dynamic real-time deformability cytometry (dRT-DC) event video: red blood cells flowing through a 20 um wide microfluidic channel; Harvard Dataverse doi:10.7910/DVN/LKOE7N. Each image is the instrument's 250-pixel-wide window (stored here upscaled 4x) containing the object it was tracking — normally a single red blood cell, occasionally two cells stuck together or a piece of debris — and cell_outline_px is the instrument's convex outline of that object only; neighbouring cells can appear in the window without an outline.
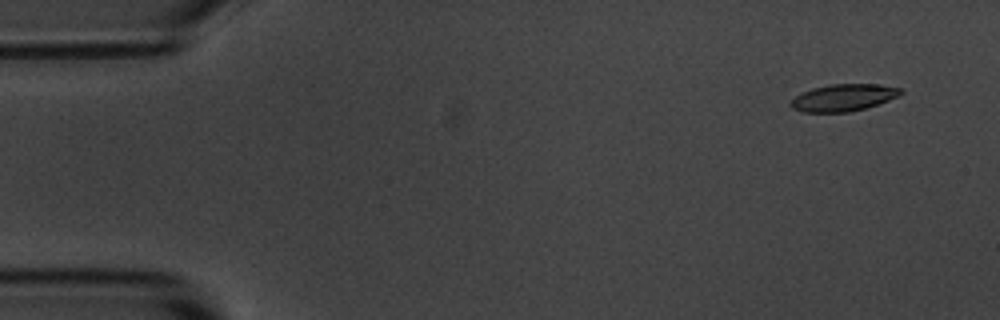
{"species": "common noctule bat (a hibernating species)", "species_latin": "Nyctalus noctula", "temperature_condition": "room temperature", "stored_images_in_passage": 5, "camera_frame_rate_fps": 3000, "um_per_image_px": 0.085, "animal": {"sex": "male", "body_mass_g": 20.1, "forearm_length_mm": 53.5}, "frame": {"image": 1, "passage_image": 1, "time_ms": 0.0, "image_size_px": [1000, 320], "cell_outline_px": [[904, 92], [900, 96], [864, 108], [848, 112], [804, 112], [792, 108], [788, 104], [800, 92], [812, 88], [832, 84], [880, 84], [900, 88]], "centroid_in_image_um": [71.68, 8.29], "position_along_channel_um": 13.3, "area_um2": 17.28}}
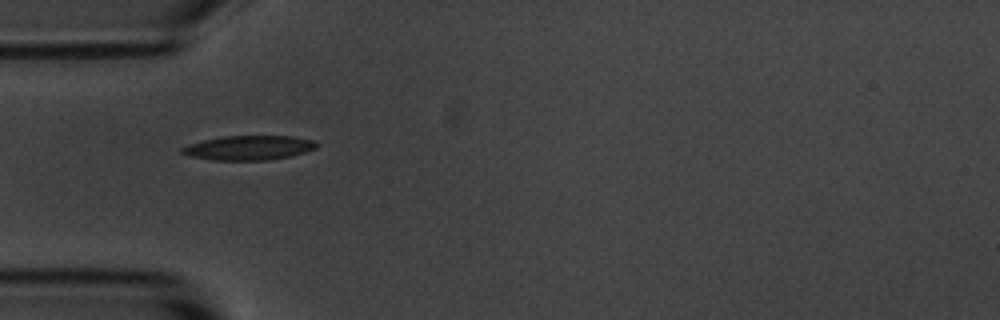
{"frame": {"image": 2, "passage_image": 4, "time_ms": 4.333, "image_size_px": [1000, 320], "cell_outline_px": [[316, 148], [292, 156], [268, 160], [212, 160], [188, 156], [180, 152], [180, 148], [188, 144], [204, 140], [224, 136], [292, 136], [312, 140], [316, 144]], "centroid_in_image_um": [21.1, 12.57], "position_along_channel_um": 63.9, "area_um2": 19.13}}